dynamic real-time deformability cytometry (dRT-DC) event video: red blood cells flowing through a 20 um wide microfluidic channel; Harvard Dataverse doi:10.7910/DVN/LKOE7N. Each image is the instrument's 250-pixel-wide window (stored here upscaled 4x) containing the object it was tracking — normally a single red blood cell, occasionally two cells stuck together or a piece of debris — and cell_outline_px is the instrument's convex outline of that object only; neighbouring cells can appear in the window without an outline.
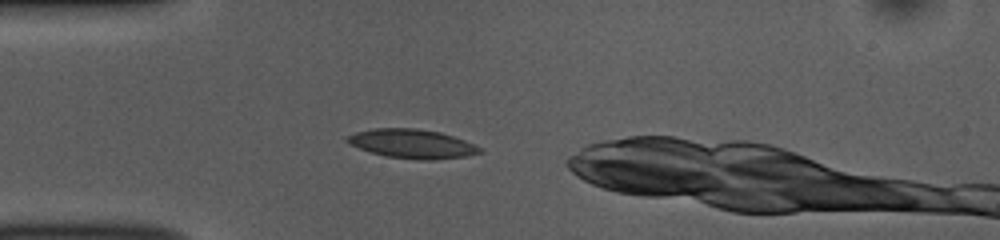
{"species": "common noctule bat (a hibernating species)", "species_latin": "Nyctalus noctula", "temperature_condition": "room temperature", "stored_images_in_passage": 33, "camera_frame_rate_fps": 3000, "um_per_image_px": 0.085, "animal": {"sex": "female", "body_mass_g": 10.0, "forearm_length_mm": 53.1}, "frame": {"image": 1, "passage_image": 1, "time_ms": 0.0, "image_size_px": [1000, 240], "cell_outline_px": [[484, 152], [468, 156], [436, 160], [420, 160], [384, 156], [360, 148], [344, 140], [344, 136], [356, 132], [372, 128], [416, 128], [440, 132], [464, 140], [480, 148]], "centroid_in_image_um": [35.02, 12.22], "position_along_channel_um": 50.0, "area_um2": 22.48}}
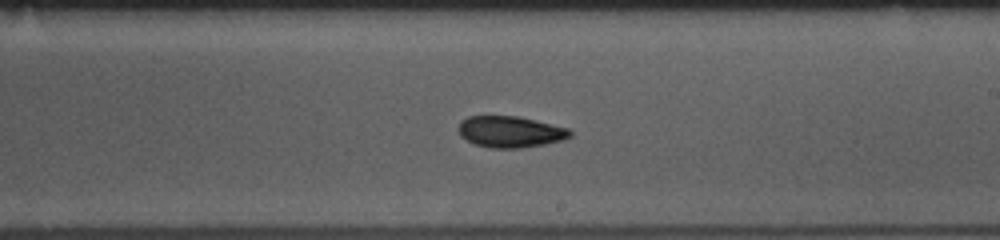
{"frame": {"image": 2, "passage_image": 17, "time_ms": 5.333, "image_size_px": [1000, 240], "cell_outline_px": [[572, 136], [564, 140], [544, 144], [520, 148], [488, 148], [476, 144], [460, 136], [460, 120], [468, 116], [520, 116], [568, 128], [572, 132]], "centroid_in_image_um": [43.4, 11.2], "position_along_channel_um": 245.6, "area_um2": 20.4}}
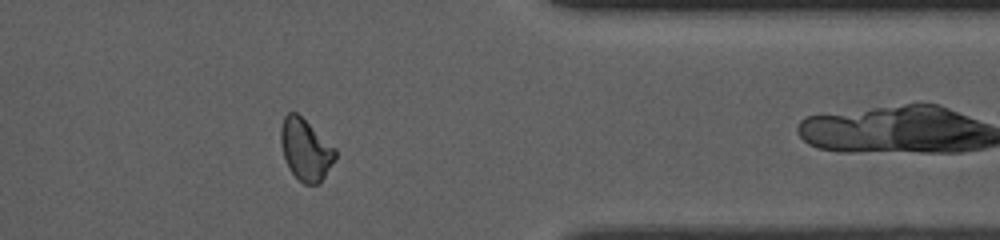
{"frame": {"image": 3, "passage_image": 29, "time_ms": 9.333, "image_size_px": [1000, 240], "cell_outline_px": [[336, 156], [320, 184], [304, 184], [288, 168], [284, 160], [280, 144], [280, 128], [284, 116], [288, 112], [296, 112], [336, 148]], "centroid_in_image_um": [25.95, 12.71], "position_along_channel_um": 385.5, "area_um2": 19.54}, "authors_computed_cell_mechanics": {"area_um2": 20.2878, "velocity_mm_per_s": 3.8608, "shape_relaxation_time_tau1_ms": 8.0167, "shape_relaxation_time_tau2_ms": 8.438, "deformation_change_tau1": 0.1773, "deformation_change_tau2": 0.1258}}